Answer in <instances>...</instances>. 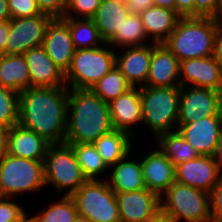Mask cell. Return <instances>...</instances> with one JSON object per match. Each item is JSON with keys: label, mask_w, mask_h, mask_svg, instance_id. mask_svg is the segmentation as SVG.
<instances>
[{"label": "cell", "mask_w": 222, "mask_h": 222, "mask_svg": "<svg viewBox=\"0 0 222 222\" xmlns=\"http://www.w3.org/2000/svg\"><path fill=\"white\" fill-rule=\"evenodd\" d=\"M142 158H140V163L145 187L160 196L163 195L170 185L176 181L175 166L158 147Z\"/></svg>", "instance_id": "20"}, {"label": "cell", "mask_w": 222, "mask_h": 222, "mask_svg": "<svg viewBox=\"0 0 222 222\" xmlns=\"http://www.w3.org/2000/svg\"><path fill=\"white\" fill-rule=\"evenodd\" d=\"M219 114V91L193 86H180L178 125Z\"/></svg>", "instance_id": "11"}, {"label": "cell", "mask_w": 222, "mask_h": 222, "mask_svg": "<svg viewBox=\"0 0 222 222\" xmlns=\"http://www.w3.org/2000/svg\"><path fill=\"white\" fill-rule=\"evenodd\" d=\"M41 13L52 18H63L67 7V0H36Z\"/></svg>", "instance_id": "39"}, {"label": "cell", "mask_w": 222, "mask_h": 222, "mask_svg": "<svg viewBox=\"0 0 222 222\" xmlns=\"http://www.w3.org/2000/svg\"><path fill=\"white\" fill-rule=\"evenodd\" d=\"M52 17L48 14L11 19L5 55H21L31 48L42 46L46 27Z\"/></svg>", "instance_id": "10"}, {"label": "cell", "mask_w": 222, "mask_h": 222, "mask_svg": "<svg viewBox=\"0 0 222 222\" xmlns=\"http://www.w3.org/2000/svg\"><path fill=\"white\" fill-rule=\"evenodd\" d=\"M87 180H98L109 169L93 143L69 144Z\"/></svg>", "instance_id": "31"}, {"label": "cell", "mask_w": 222, "mask_h": 222, "mask_svg": "<svg viewBox=\"0 0 222 222\" xmlns=\"http://www.w3.org/2000/svg\"><path fill=\"white\" fill-rule=\"evenodd\" d=\"M121 130L100 136L93 144L108 168L114 166L132 150L134 137Z\"/></svg>", "instance_id": "27"}, {"label": "cell", "mask_w": 222, "mask_h": 222, "mask_svg": "<svg viewBox=\"0 0 222 222\" xmlns=\"http://www.w3.org/2000/svg\"><path fill=\"white\" fill-rule=\"evenodd\" d=\"M11 20V14L7 0H0V22H7Z\"/></svg>", "instance_id": "46"}, {"label": "cell", "mask_w": 222, "mask_h": 222, "mask_svg": "<svg viewBox=\"0 0 222 222\" xmlns=\"http://www.w3.org/2000/svg\"><path fill=\"white\" fill-rule=\"evenodd\" d=\"M69 25L74 48L90 49L102 46L105 41L101 38L98 28L92 19L63 18Z\"/></svg>", "instance_id": "29"}, {"label": "cell", "mask_w": 222, "mask_h": 222, "mask_svg": "<svg viewBox=\"0 0 222 222\" xmlns=\"http://www.w3.org/2000/svg\"><path fill=\"white\" fill-rule=\"evenodd\" d=\"M9 128L0 125V158L7 153V135Z\"/></svg>", "instance_id": "45"}, {"label": "cell", "mask_w": 222, "mask_h": 222, "mask_svg": "<svg viewBox=\"0 0 222 222\" xmlns=\"http://www.w3.org/2000/svg\"><path fill=\"white\" fill-rule=\"evenodd\" d=\"M155 6L175 10V0H152Z\"/></svg>", "instance_id": "49"}, {"label": "cell", "mask_w": 222, "mask_h": 222, "mask_svg": "<svg viewBox=\"0 0 222 222\" xmlns=\"http://www.w3.org/2000/svg\"><path fill=\"white\" fill-rule=\"evenodd\" d=\"M0 85L17 93L31 87V78L25 57L0 55Z\"/></svg>", "instance_id": "26"}, {"label": "cell", "mask_w": 222, "mask_h": 222, "mask_svg": "<svg viewBox=\"0 0 222 222\" xmlns=\"http://www.w3.org/2000/svg\"><path fill=\"white\" fill-rule=\"evenodd\" d=\"M10 31V21L0 22V55L5 54L6 40Z\"/></svg>", "instance_id": "44"}, {"label": "cell", "mask_w": 222, "mask_h": 222, "mask_svg": "<svg viewBox=\"0 0 222 222\" xmlns=\"http://www.w3.org/2000/svg\"><path fill=\"white\" fill-rule=\"evenodd\" d=\"M130 153L132 152L110 167V175L105 177L114 192L139 191L146 188L141 163L139 159H131Z\"/></svg>", "instance_id": "24"}, {"label": "cell", "mask_w": 222, "mask_h": 222, "mask_svg": "<svg viewBox=\"0 0 222 222\" xmlns=\"http://www.w3.org/2000/svg\"><path fill=\"white\" fill-rule=\"evenodd\" d=\"M219 114L222 119V89L219 91Z\"/></svg>", "instance_id": "51"}, {"label": "cell", "mask_w": 222, "mask_h": 222, "mask_svg": "<svg viewBox=\"0 0 222 222\" xmlns=\"http://www.w3.org/2000/svg\"><path fill=\"white\" fill-rule=\"evenodd\" d=\"M45 184H52L62 196H71L86 181L72 147L67 143L50 144L44 158Z\"/></svg>", "instance_id": "7"}, {"label": "cell", "mask_w": 222, "mask_h": 222, "mask_svg": "<svg viewBox=\"0 0 222 222\" xmlns=\"http://www.w3.org/2000/svg\"><path fill=\"white\" fill-rule=\"evenodd\" d=\"M179 68L180 61L164 44L152 43V56L145 86H181Z\"/></svg>", "instance_id": "18"}, {"label": "cell", "mask_w": 222, "mask_h": 222, "mask_svg": "<svg viewBox=\"0 0 222 222\" xmlns=\"http://www.w3.org/2000/svg\"><path fill=\"white\" fill-rule=\"evenodd\" d=\"M19 121V93L0 85V125L11 128Z\"/></svg>", "instance_id": "34"}, {"label": "cell", "mask_w": 222, "mask_h": 222, "mask_svg": "<svg viewBox=\"0 0 222 222\" xmlns=\"http://www.w3.org/2000/svg\"><path fill=\"white\" fill-rule=\"evenodd\" d=\"M140 100L142 124L152 131L155 138L177 130L180 86L140 87Z\"/></svg>", "instance_id": "4"}, {"label": "cell", "mask_w": 222, "mask_h": 222, "mask_svg": "<svg viewBox=\"0 0 222 222\" xmlns=\"http://www.w3.org/2000/svg\"><path fill=\"white\" fill-rule=\"evenodd\" d=\"M11 19L31 17L41 14L36 0H7Z\"/></svg>", "instance_id": "37"}, {"label": "cell", "mask_w": 222, "mask_h": 222, "mask_svg": "<svg viewBox=\"0 0 222 222\" xmlns=\"http://www.w3.org/2000/svg\"><path fill=\"white\" fill-rule=\"evenodd\" d=\"M155 139L159 150L167 156L174 166L199 155L177 130L160 134Z\"/></svg>", "instance_id": "28"}, {"label": "cell", "mask_w": 222, "mask_h": 222, "mask_svg": "<svg viewBox=\"0 0 222 222\" xmlns=\"http://www.w3.org/2000/svg\"><path fill=\"white\" fill-rule=\"evenodd\" d=\"M126 4L131 14H140L154 5L152 0H127Z\"/></svg>", "instance_id": "43"}, {"label": "cell", "mask_w": 222, "mask_h": 222, "mask_svg": "<svg viewBox=\"0 0 222 222\" xmlns=\"http://www.w3.org/2000/svg\"><path fill=\"white\" fill-rule=\"evenodd\" d=\"M13 199L15 200V198L0 197V222H20L28 215L24 207L13 202Z\"/></svg>", "instance_id": "36"}, {"label": "cell", "mask_w": 222, "mask_h": 222, "mask_svg": "<svg viewBox=\"0 0 222 222\" xmlns=\"http://www.w3.org/2000/svg\"><path fill=\"white\" fill-rule=\"evenodd\" d=\"M163 194L161 211L172 222H212L209 193L175 181Z\"/></svg>", "instance_id": "5"}, {"label": "cell", "mask_w": 222, "mask_h": 222, "mask_svg": "<svg viewBox=\"0 0 222 222\" xmlns=\"http://www.w3.org/2000/svg\"><path fill=\"white\" fill-rule=\"evenodd\" d=\"M222 172L212 156L198 155L196 158L175 166L176 182L211 193L219 182Z\"/></svg>", "instance_id": "12"}, {"label": "cell", "mask_w": 222, "mask_h": 222, "mask_svg": "<svg viewBox=\"0 0 222 222\" xmlns=\"http://www.w3.org/2000/svg\"><path fill=\"white\" fill-rule=\"evenodd\" d=\"M109 104L91 89H70L64 143H94L113 131Z\"/></svg>", "instance_id": "2"}, {"label": "cell", "mask_w": 222, "mask_h": 222, "mask_svg": "<svg viewBox=\"0 0 222 222\" xmlns=\"http://www.w3.org/2000/svg\"><path fill=\"white\" fill-rule=\"evenodd\" d=\"M194 17H222V0H194Z\"/></svg>", "instance_id": "38"}, {"label": "cell", "mask_w": 222, "mask_h": 222, "mask_svg": "<svg viewBox=\"0 0 222 222\" xmlns=\"http://www.w3.org/2000/svg\"><path fill=\"white\" fill-rule=\"evenodd\" d=\"M179 77L181 86L222 89V66L213 56L181 61Z\"/></svg>", "instance_id": "14"}, {"label": "cell", "mask_w": 222, "mask_h": 222, "mask_svg": "<svg viewBox=\"0 0 222 222\" xmlns=\"http://www.w3.org/2000/svg\"><path fill=\"white\" fill-rule=\"evenodd\" d=\"M109 104L113 128L135 136L132 126L142 124L140 87H132Z\"/></svg>", "instance_id": "21"}, {"label": "cell", "mask_w": 222, "mask_h": 222, "mask_svg": "<svg viewBox=\"0 0 222 222\" xmlns=\"http://www.w3.org/2000/svg\"><path fill=\"white\" fill-rule=\"evenodd\" d=\"M141 222H172V220L160 210L157 214Z\"/></svg>", "instance_id": "48"}, {"label": "cell", "mask_w": 222, "mask_h": 222, "mask_svg": "<svg viewBox=\"0 0 222 222\" xmlns=\"http://www.w3.org/2000/svg\"><path fill=\"white\" fill-rule=\"evenodd\" d=\"M87 180L70 197L78 214L90 222H121L115 192L106 179Z\"/></svg>", "instance_id": "9"}, {"label": "cell", "mask_w": 222, "mask_h": 222, "mask_svg": "<svg viewBox=\"0 0 222 222\" xmlns=\"http://www.w3.org/2000/svg\"><path fill=\"white\" fill-rule=\"evenodd\" d=\"M42 47L65 74L71 65L75 48L68 23L63 18H52L48 23Z\"/></svg>", "instance_id": "15"}, {"label": "cell", "mask_w": 222, "mask_h": 222, "mask_svg": "<svg viewBox=\"0 0 222 222\" xmlns=\"http://www.w3.org/2000/svg\"><path fill=\"white\" fill-rule=\"evenodd\" d=\"M73 222H90V221L86 217L78 214L73 220Z\"/></svg>", "instance_id": "50"}, {"label": "cell", "mask_w": 222, "mask_h": 222, "mask_svg": "<svg viewBox=\"0 0 222 222\" xmlns=\"http://www.w3.org/2000/svg\"><path fill=\"white\" fill-rule=\"evenodd\" d=\"M213 57L222 66V17L216 18Z\"/></svg>", "instance_id": "41"}, {"label": "cell", "mask_w": 222, "mask_h": 222, "mask_svg": "<svg viewBox=\"0 0 222 222\" xmlns=\"http://www.w3.org/2000/svg\"><path fill=\"white\" fill-rule=\"evenodd\" d=\"M147 40L148 37L145 33L140 15L130 14L121 26L120 31H116L106 43L115 50L117 47L121 49L146 45Z\"/></svg>", "instance_id": "30"}, {"label": "cell", "mask_w": 222, "mask_h": 222, "mask_svg": "<svg viewBox=\"0 0 222 222\" xmlns=\"http://www.w3.org/2000/svg\"><path fill=\"white\" fill-rule=\"evenodd\" d=\"M177 131L199 155L212 156L222 138V119L220 115L201 118L177 125Z\"/></svg>", "instance_id": "13"}, {"label": "cell", "mask_w": 222, "mask_h": 222, "mask_svg": "<svg viewBox=\"0 0 222 222\" xmlns=\"http://www.w3.org/2000/svg\"><path fill=\"white\" fill-rule=\"evenodd\" d=\"M69 88L30 87L19 94V121L22 127L40 135L50 144L65 141Z\"/></svg>", "instance_id": "1"}, {"label": "cell", "mask_w": 222, "mask_h": 222, "mask_svg": "<svg viewBox=\"0 0 222 222\" xmlns=\"http://www.w3.org/2000/svg\"><path fill=\"white\" fill-rule=\"evenodd\" d=\"M139 15L148 39L156 44H163L168 39L181 18L175 10L155 5Z\"/></svg>", "instance_id": "23"}, {"label": "cell", "mask_w": 222, "mask_h": 222, "mask_svg": "<svg viewBox=\"0 0 222 222\" xmlns=\"http://www.w3.org/2000/svg\"><path fill=\"white\" fill-rule=\"evenodd\" d=\"M130 14L126 0H101L91 19L95 22L101 38L106 43L116 31H120L121 26Z\"/></svg>", "instance_id": "25"}, {"label": "cell", "mask_w": 222, "mask_h": 222, "mask_svg": "<svg viewBox=\"0 0 222 222\" xmlns=\"http://www.w3.org/2000/svg\"><path fill=\"white\" fill-rule=\"evenodd\" d=\"M175 11L181 17H194V0H175Z\"/></svg>", "instance_id": "42"}, {"label": "cell", "mask_w": 222, "mask_h": 222, "mask_svg": "<svg viewBox=\"0 0 222 222\" xmlns=\"http://www.w3.org/2000/svg\"><path fill=\"white\" fill-rule=\"evenodd\" d=\"M49 145L40 135L19 124L8 130L7 153L12 156L44 161Z\"/></svg>", "instance_id": "22"}, {"label": "cell", "mask_w": 222, "mask_h": 222, "mask_svg": "<svg viewBox=\"0 0 222 222\" xmlns=\"http://www.w3.org/2000/svg\"><path fill=\"white\" fill-rule=\"evenodd\" d=\"M45 186L43 161L8 153L0 158V197H18L19 194L33 193Z\"/></svg>", "instance_id": "8"}, {"label": "cell", "mask_w": 222, "mask_h": 222, "mask_svg": "<svg viewBox=\"0 0 222 222\" xmlns=\"http://www.w3.org/2000/svg\"><path fill=\"white\" fill-rule=\"evenodd\" d=\"M215 17H181L163 43L181 62L213 56Z\"/></svg>", "instance_id": "3"}, {"label": "cell", "mask_w": 222, "mask_h": 222, "mask_svg": "<svg viewBox=\"0 0 222 222\" xmlns=\"http://www.w3.org/2000/svg\"><path fill=\"white\" fill-rule=\"evenodd\" d=\"M100 3L101 0H67V7L63 18L91 19Z\"/></svg>", "instance_id": "35"}, {"label": "cell", "mask_w": 222, "mask_h": 222, "mask_svg": "<svg viewBox=\"0 0 222 222\" xmlns=\"http://www.w3.org/2000/svg\"><path fill=\"white\" fill-rule=\"evenodd\" d=\"M121 222H141L161 210L160 195L144 188L139 191L115 192Z\"/></svg>", "instance_id": "16"}, {"label": "cell", "mask_w": 222, "mask_h": 222, "mask_svg": "<svg viewBox=\"0 0 222 222\" xmlns=\"http://www.w3.org/2000/svg\"><path fill=\"white\" fill-rule=\"evenodd\" d=\"M212 157L217 164V167L222 172V138L220 139L218 145L216 146Z\"/></svg>", "instance_id": "47"}, {"label": "cell", "mask_w": 222, "mask_h": 222, "mask_svg": "<svg viewBox=\"0 0 222 222\" xmlns=\"http://www.w3.org/2000/svg\"><path fill=\"white\" fill-rule=\"evenodd\" d=\"M23 55L30 71L31 87L57 88L66 86L65 74L42 46L31 48Z\"/></svg>", "instance_id": "19"}, {"label": "cell", "mask_w": 222, "mask_h": 222, "mask_svg": "<svg viewBox=\"0 0 222 222\" xmlns=\"http://www.w3.org/2000/svg\"><path fill=\"white\" fill-rule=\"evenodd\" d=\"M212 222H222V176L210 193Z\"/></svg>", "instance_id": "40"}, {"label": "cell", "mask_w": 222, "mask_h": 222, "mask_svg": "<svg viewBox=\"0 0 222 222\" xmlns=\"http://www.w3.org/2000/svg\"><path fill=\"white\" fill-rule=\"evenodd\" d=\"M117 51L115 66L124 75L127 82L132 87L145 86L152 56V42L141 46L121 48Z\"/></svg>", "instance_id": "17"}, {"label": "cell", "mask_w": 222, "mask_h": 222, "mask_svg": "<svg viewBox=\"0 0 222 222\" xmlns=\"http://www.w3.org/2000/svg\"><path fill=\"white\" fill-rule=\"evenodd\" d=\"M48 208L32 215L34 222H73L78 215L74 200L70 196L60 195V199Z\"/></svg>", "instance_id": "33"}, {"label": "cell", "mask_w": 222, "mask_h": 222, "mask_svg": "<svg viewBox=\"0 0 222 222\" xmlns=\"http://www.w3.org/2000/svg\"><path fill=\"white\" fill-rule=\"evenodd\" d=\"M130 88L132 86L127 82L120 70L114 66L91 90L103 101L110 103Z\"/></svg>", "instance_id": "32"}, {"label": "cell", "mask_w": 222, "mask_h": 222, "mask_svg": "<svg viewBox=\"0 0 222 222\" xmlns=\"http://www.w3.org/2000/svg\"><path fill=\"white\" fill-rule=\"evenodd\" d=\"M20 222H34V219L30 216H26Z\"/></svg>", "instance_id": "52"}, {"label": "cell", "mask_w": 222, "mask_h": 222, "mask_svg": "<svg viewBox=\"0 0 222 222\" xmlns=\"http://www.w3.org/2000/svg\"><path fill=\"white\" fill-rule=\"evenodd\" d=\"M116 62V51L108 44L90 49L75 50L71 65L65 73L70 89H92Z\"/></svg>", "instance_id": "6"}]
</instances>
